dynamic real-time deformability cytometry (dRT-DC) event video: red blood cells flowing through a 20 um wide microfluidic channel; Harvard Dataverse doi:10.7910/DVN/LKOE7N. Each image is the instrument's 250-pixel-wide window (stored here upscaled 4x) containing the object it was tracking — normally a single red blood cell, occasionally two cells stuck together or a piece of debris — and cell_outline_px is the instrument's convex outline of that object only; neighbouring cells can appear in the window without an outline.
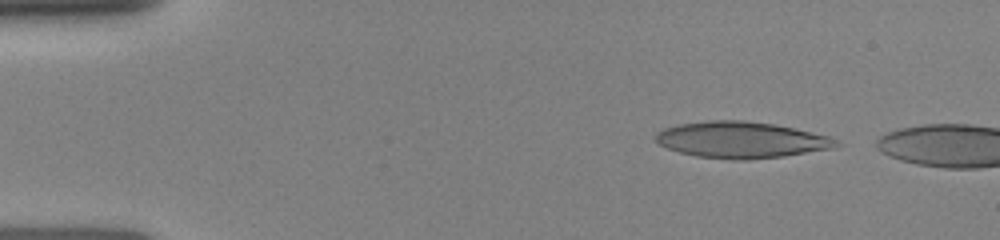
{"species": "human", "species_latin": "Homo sapiens", "temperature_condition": "room temperature", "stored_images_in_passage": 5, "camera_frame_rate_fps": 3000, "um_per_image_px": 0.085, "donor": {"sex": "female"}, "frame": {"image": 1, "passage_image": 3, "time_ms": 1.0, "image_size_px": [1000, 240], "cell_outline_px": [[844, 144], [836, 148], [784, 156], [748, 160], [732, 160], [696, 156], [680, 152], [668, 148], [660, 144], [656, 140], [656, 132], [664, 128], [680, 124], [708, 120], [744, 120], [772, 124], [796, 128], [832, 136]], "centroid_in_image_um": [63.09, 11.89], "position_along_channel_um": 21.9, "area_um2": 38.61}}